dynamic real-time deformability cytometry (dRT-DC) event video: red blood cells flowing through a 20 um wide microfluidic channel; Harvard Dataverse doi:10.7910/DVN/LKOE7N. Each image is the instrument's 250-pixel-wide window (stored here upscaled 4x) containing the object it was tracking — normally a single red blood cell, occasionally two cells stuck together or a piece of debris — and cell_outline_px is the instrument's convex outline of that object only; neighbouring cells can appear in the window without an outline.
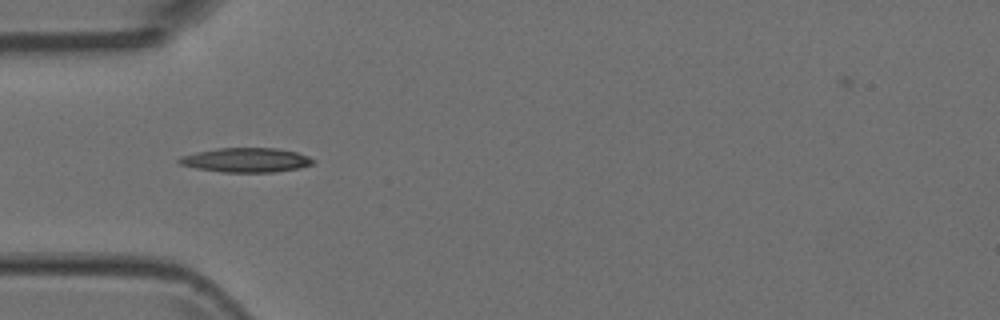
{"species": "Egyptian fruit bat (a non-hibernating species)", "species_latin": "Rousettus aegyptiacus", "temperature_condition": "room temperature", "stored_images_in_passage": 5, "segment_of_instrument_passage": [2, 2], "camera_frame_rate_fps": 3000, "um_per_image_px": 0.085, "animal": {"sex": "female"}, "frame": {"image": 1, "passage_image": 5, "time_ms": 1.333, "image_size_px": [1000, 320], "cell_outline_px": [[316, 160], [312, 164], [300, 168], [272, 172], [220, 172], [196, 168], [180, 164], [176, 160], [180, 156], [196, 152], [220, 148], [276, 148], [296, 152], [308, 156]], "centroid_in_image_um": [20.91, 13.6], "position_along_channel_um": 64.1, "area_um2": 19.02}}